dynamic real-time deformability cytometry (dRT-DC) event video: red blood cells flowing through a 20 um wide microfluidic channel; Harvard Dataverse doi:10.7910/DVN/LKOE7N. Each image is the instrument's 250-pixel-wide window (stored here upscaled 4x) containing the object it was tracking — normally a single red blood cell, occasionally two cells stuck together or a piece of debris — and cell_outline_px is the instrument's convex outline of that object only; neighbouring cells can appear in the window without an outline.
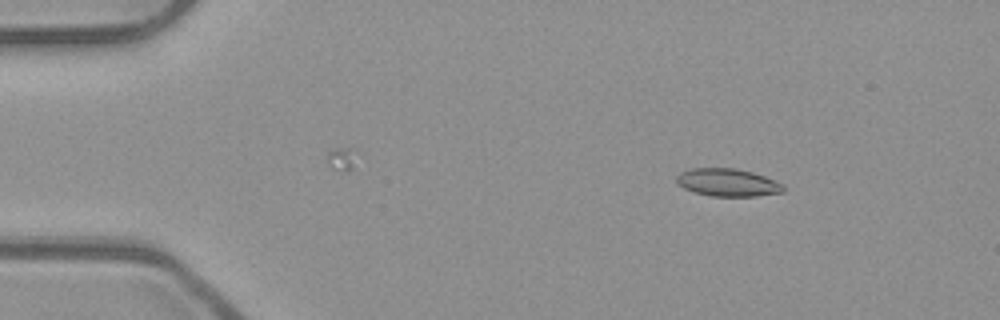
{"species": "common noctule bat (a hibernating species)", "species_latin": "Nyctalus noctula", "temperature_condition": "room temperature", "stored_images_in_passage": 45, "camera_frame_rate_fps": 3000, "um_per_image_px": 0.085, "animal": {"sex": "male", "body_mass_g": 23.1, "forearm_length_mm": 52.7}, "frame": {"image": 1, "passage_image": 7, "time_ms": 2.0, "image_size_px": [1000, 320], "cell_outline_px": [[784, 192], [756, 196], [712, 196], [696, 192], [684, 188], [676, 184], [676, 176], [680, 172], [692, 168], [732, 168], [752, 172], [764, 176], [784, 184]], "centroid_in_image_um": [61.84, 15.51], "position_along_channel_um": 23.2, "area_um2": 17.22}}
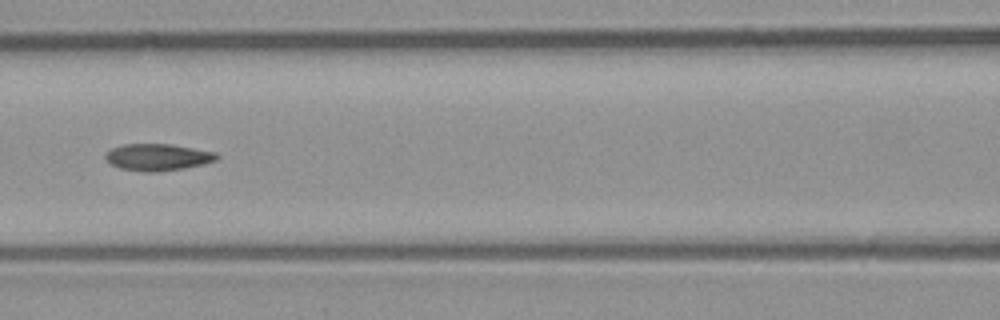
{"frame": {"image": 2, "passage_image": 23, "time_ms": 7.333, "image_size_px": [1000, 320], "cell_outline_px": [[220, 156], [216, 160], [204, 164], [184, 168], [152, 172], [144, 172], [120, 168], [112, 164], [104, 156], [112, 148], [124, 144], [172, 144], [216, 152]], "centroid_in_image_um": [13.45, 13.35], "position_along_channel_um": 153.2, "area_um2": 17.28}}
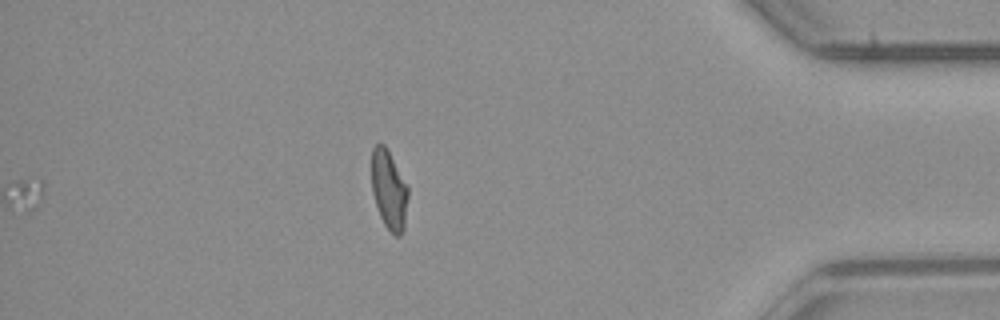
{"frame": {"image": 3, "passage_image": 45, "time_ms": 14.667, "image_size_px": [1000, 320], "cell_outline_px": [[408, 196], [404, 228], [400, 236], [396, 236], [384, 224], [380, 216], [372, 192], [372, 148], [376, 144], [384, 144], [408, 184]], "centroid_in_image_um": [33.07, 16.12], "position_along_channel_um": 402.1, "area_um2": 16.76}, "authors_computed_cell_mechanics": {"area_um2": 16.9354, "velocity_mm_per_s": 3.9741, "shape_relaxation_time_tau1_ms": null, "shape_relaxation_time_tau2_ms": 2.1198, "deformation_change_tau1": null, "deformation_change_tau2": 0.0796}}